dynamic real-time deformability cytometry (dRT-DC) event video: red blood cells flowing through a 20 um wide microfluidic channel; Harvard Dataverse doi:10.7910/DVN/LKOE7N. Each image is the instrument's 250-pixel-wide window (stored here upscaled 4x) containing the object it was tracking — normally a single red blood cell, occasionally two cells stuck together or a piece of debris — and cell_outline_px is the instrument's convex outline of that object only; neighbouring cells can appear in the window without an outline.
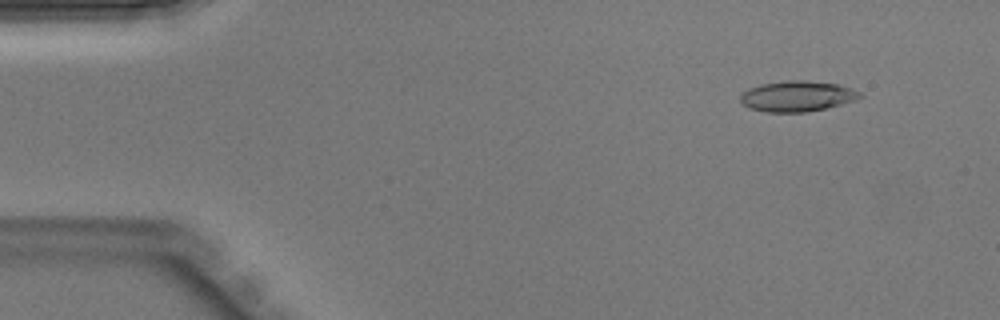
{"species": "Egyptian fruit bat (a non-hibernating species)", "species_latin": "Rousettus aegyptiacus", "temperature_condition": "warm", "stored_images_in_passage": 40, "camera_frame_rate_fps": 3000, "um_per_image_px": 0.085, "animal": {"sex": "male"}, "frame": {"image": 1, "passage_image": 1, "time_ms": 0.0, "image_size_px": [1000, 320], "cell_outline_px": [[864, 96], [856, 100], [824, 108], [804, 112], [764, 112], [748, 108], [740, 100], [740, 92], [748, 88], [760, 84], [788, 80], [800, 80], [836, 84], [860, 92]], "centroid_in_image_um": [67.7, 8.18], "position_along_channel_um": 17.3, "area_um2": 21.21}}
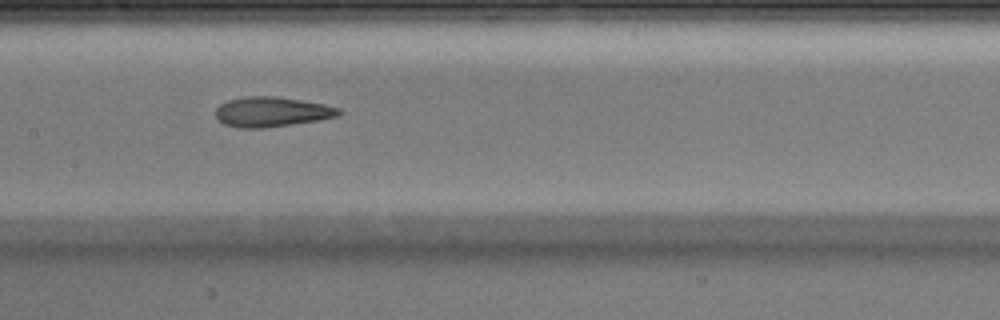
{"frame": {"image": 2, "passage_image": 18, "time_ms": 5.667, "image_size_px": [1000, 320], "cell_outline_px": [[344, 112], [336, 116], [320, 120], [264, 128], [236, 128], [224, 124], [216, 120], [216, 108], [220, 104], [228, 100], [244, 96], [276, 96], [324, 104], [340, 108]], "centroid_in_image_um": [23.07, 9.51], "position_along_channel_um": 184.3, "area_um2": 21.68}}
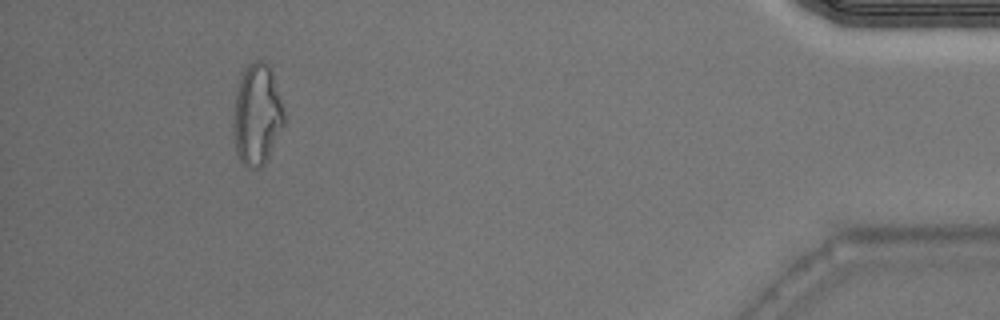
{"frame": {"image": 3, "passage_image": 37, "time_ms": 12.0, "image_size_px": [1000, 320], "cell_outline_px": [[288, 120], [264, 164], [260, 168], [248, 168], [240, 160], [236, 152], [232, 124], [236, 92], [240, 80], [248, 64], [256, 60], [264, 60], [268, 64], [272, 72]], "centroid_in_image_um": [21.87, 9.77], "position_along_channel_um": 413.3, "area_um2": 30.29}}